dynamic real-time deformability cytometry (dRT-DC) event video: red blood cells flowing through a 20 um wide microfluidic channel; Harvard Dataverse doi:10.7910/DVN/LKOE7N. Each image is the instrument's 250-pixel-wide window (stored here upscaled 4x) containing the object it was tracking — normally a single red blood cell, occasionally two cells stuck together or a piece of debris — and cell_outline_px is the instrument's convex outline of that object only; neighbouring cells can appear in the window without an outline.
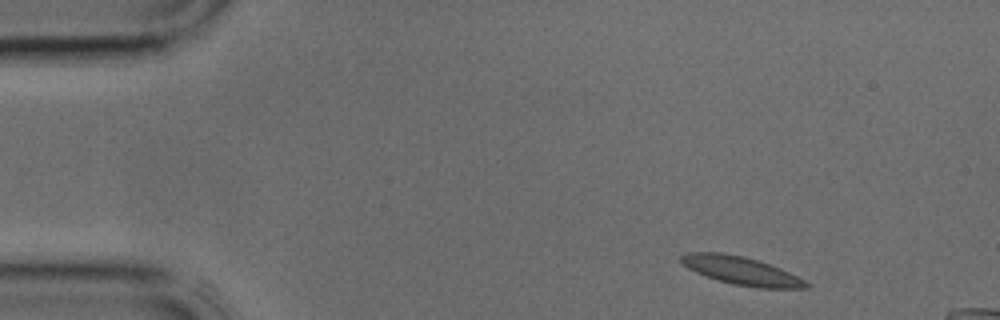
{"species": "common noctule bat (a hibernating species)", "species_latin": "Nyctalus noctula", "temperature_condition": "cold", "stored_images_in_passage": 9, "camera_frame_rate_fps": 3000, "um_per_image_px": 0.085, "animal": {"sex": "male", "body_mass_g": 17.9, "forearm_length_mm": 54.2}, "frame": {"image": 1, "passage_image": 2, "time_ms": 0.333, "image_size_px": [1000, 320], "cell_outline_px": [[812, 284], [808, 288], [760, 288], [732, 284], [696, 272], [688, 268], [680, 260], [680, 256], [688, 252], [720, 252], [744, 256], [780, 268]], "centroid_in_image_um": [63.01, 23.01], "position_along_channel_um": 22.0, "area_um2": 20.23}}